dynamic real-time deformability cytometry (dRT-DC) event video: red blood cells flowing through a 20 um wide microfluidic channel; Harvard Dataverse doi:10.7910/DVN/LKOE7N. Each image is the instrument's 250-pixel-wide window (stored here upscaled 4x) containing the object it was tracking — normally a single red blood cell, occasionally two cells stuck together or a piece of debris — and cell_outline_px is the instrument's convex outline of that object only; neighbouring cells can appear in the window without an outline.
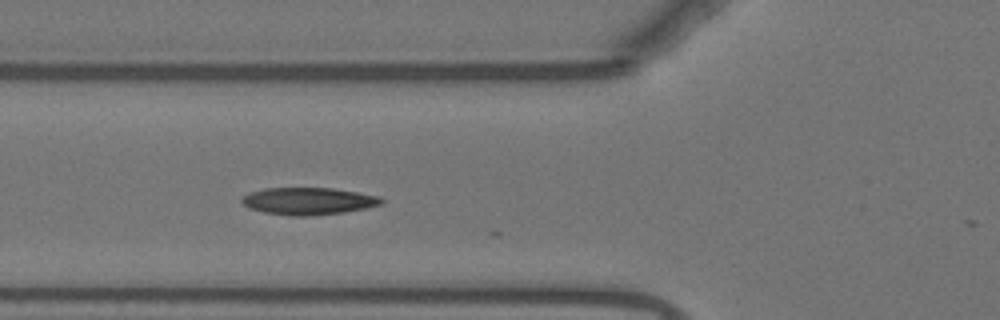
{"species": "Egyptian fruit bat (a non-hibernating species)", "species_latin": "Rousettus aegyptiacus", "temperature_condition": "warm", "stored_images_in_passage": 10, "camera_frame_rate_fps": 3000, "um_per_image_px": 0.085, "animal": {"sex": "female"}, "frame": {"image": 1, "passage_image": 7, "time_ms": 2.0, "image_size_px": [1000, 320], "cell_outline_px": [[384, 204], [344, 212], [304, 216], [288, 216], [264, 212], [252, 208], [244, 204], [240, 200], [240, 196], [248, 192], [264, 188], [332, 188], [380, 196], [384, 200]], "centroid_in_image_um": [26.19, 17.08], "position_along_channel_um": 99.6, "area_um2": 22.14}}